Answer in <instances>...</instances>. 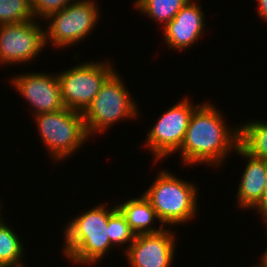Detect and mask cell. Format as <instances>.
<instances>
[{
    "instance_id": "16",
    "label": "cell",
    "mask_w": 267,
    "mask_h": 267,
    "mask_svg": "<svg viewBox=\"0 0 267 267\" xmlns=\"http://www.w3.org/2000/svg\"><path fill=\"white\" fill-rule=\"evenodd\" d=\"M0 218V266L25 267L22 259L25 250L19 234ZM6 223V224H5ZM23 257V258H22ZM23 262V263H21Z\"/></svg>"
},
{
    "instance_id": "17",
    "label": "cell",
    "mask_w": 267,
    "mask_h": 267,
    "mask_svg": "<svg viewBox=\"0 0 267 267\" xmlns=\"http://www.w3.org/2000/svg\"><path fill=\"white\" fill-rule=\"evenodd\" d=\"M134 8L163 24L169 23L190 0H135Z\"/></svg>"
},
{
    "instance_id": "24",
    "label": "cell",
    "mask_w": 267,
    "mask_h": 267,
    "mask_svg": "<svg viewBox=\"0 0 267 267\" xmlns=\"http://www.w3.org/2000/svg\"><path fill=\"white\" fill-rule=\"evenodd\" d=\"M263 221H264V223L266 222V223H265V225H267V218H266V219H264ZM266 227H267V226H266Z\"/></svg>"
},
{
    "instance_id": "6",
    "label": "cell",
    "mask_w": 267,
    "mask_h": 267,
    "mask_svg": "<svg viewBox=\"0 0 267 267\" xmlns=\"http://www.w3.org/2000/svg\"><path fill=\"white\" fill-rule=\"evenodd\" d=\"M94 0H73L61 11L49 15L45 21V43L56 48L71 47L84 40L98 24L100 11Z\"/></svg>"
},
{
    "instance_id": "8",
    "label": "cell",
    "mask_w": 267,
    "mask_h": 267,
    "mask_svg": "<svg viewBox=\"0 0 267 267\" xmlns=\"http://www.w3.org/2000/svg\"><path fill=\"white\" fill-rule=\"evenodd\" d=\"M199 105L192 104L185 97L161 114L156 123L148 128L145 146L149 148L154 161L168 158L180 149L191 115Z\"/></svg>"
},
{
    "instance_id": "12",
    "label": "cell",
    "mask_w": 267,
    "mask_h": 267,
    "mask_svg": "<svg viewBox=\"0 0 267 267\" xmlns=\"http://www.w3.org/2000/svg\"><path fill=\"white\" fill-rule=\"evenodd\" d=\"M190 0L175 17L163 26L164 41L169 48L184 51L196 43L205 32V15L200 2Z\"/></svg>"
},
{
    "instance_id": "18",
    "label": "cell",
    "mask_w": 267,
    "mask_h": 267,
    "mask_svg": "<svg viewBox=\"0 0 267 267\" xmlns=\"http://www.w3.org/2000/svg\"><path fill=\"white\" fill-rule=\"evenodd\" d=\"M35 19L31 0H0V25L16 24Z\"/></svg>"
},
{
    "instance_id": "23",
    "label": "cell",
    "mask_w": 267,
    "mask_h": 267,
    "mask_svg": "<svg viewBox=\"0 0 267 267\" xmlns=\"http://www.w3.org/2000/svg\"><path fill=\"white\" fill-rule=\"evenodd\" d=\"M259 259H260L259 265L261 267H267V249L264 250V253L261 254V257Z\"/></svg>"
},
{
    "instance_id": "1",
    "label": "cell",
    "mask_w": 267,
    "mask_h": 267,
    "mask_svg": "<svg viewBox=\"0 0 267 267\" xmlns=\"http://www.w3.org/2000/svg\"><path fill=\"white\" fill-rule=\"evenodd\" d=\"M225 121L221 110L210 102L201 103L193 111L183 143L177 151L182 157V165L203 163L208 167H220L227 154L236 151L240 129L237 126L230 128Z\"/></svg>"
},
{
    "instance_id": "22",
    "label": "cell",
    "mask_w": 267,
    "mask_h": 267,
    "mask_svg": "<svg viewBox=\"0 0 267 267\" xmlns=\"http://www.w3.org/2000/svg\"><path fill=\"white\" fill-rule=\"evenodd\" d=\"M257 3L259 4L257 7V15L260 19L267 22V0H257Z\"/></svg>"
},
{
    "instance_id": "5",
    "label": "cell",
    "mask_w": 267,
    "mask_h": 267,
    "mask_svg": "<svg viewBox=\"0 0 267 267\" xmlns=\"http://www.w3.org/2000/svg\"><path fill=\"white\" fill-rule=\"evenodd\" d=\"M33 118L54 162L71 157L89 139L82 112L65 107L59 111L36 114Z\"/></svg>"
},
{
    "instance_id": "15",
    "label": "cell",
    "mask_w": 267,
    "mask_h": 267,
    "mask_svg": "<svg viewBox=\"0 0 267 267\" xmlns=\"http://www.w3.org/2000/svg\"><path fill=\"white\" fill-rule=\"evenodd\" d=\"M239 145L250 155L267 161V121L252 120L239 125Z\"/></svg>"
},
{
    "instance_id": "25",
    "label": "cell",
    "mask_w": 267,
    "mask_h": 267,
    "mask_svg": "<svg viewBox=\"0 0 267 267\" xmlns=\"http://www.w3.org/2000/svg\"><path fill=\"white\" fill-rule=\"evenodd\" d=\"M1 208H2V206H1V201H0V210H1ZM1 215H2V214L0 213V218H1Z\"/></svg>"
},
{
    "instance_id": "19",
    "label": "cell",
    "mask_w": 267,
    "mask_h": 267,
    "mask_svg": "<svg viewBox=\"0 0 267 267\" xmlns=\"http://www.w3.org/2000/svg\"><path fill=\"white\" fill-rule=\"evenodd\" d=\"M108 228V237L113 246L121 245L123 247V244H127L123 249L124 252L134 242L136 235L118 209L109 217Z\"/></svg>"
},
{
    "instance_id": "11",
    "label": "cell",
    "mask_w": 267,
    "mask_h": 267,
    "mask_svg": "<svg viewBox=\"0 0 267 267\" xmlns=\"http://www.w3.org/2000/svg\"><path fill=\"white\" fill-rule=\"evenodd\" d=\"M172 232L166 227L157 233L136 235L124 252L129 267H171L177 246Z\"/></svg>"
},
{
    "instance_id": "4",
    "label": "cell",
    "mask_w": 267,
    "mask_h": 267,
    "mask_svg": "<svg viewBox=\"0 0 267 267\" xmlns=\"http://www.w3.org/2000/svg\"><path fill=\"white\" fill-rule=\"evenodd\" d=\"M117 72L105 81L92 103L82 113L89 138L107 131L117 122L138 117V104L130 97V91Z\"/></svg>"
},
{
    "instance_id": "14",
    "label": "cell",
    "mask_w": 267,
    "mask_h": 267,
    "mask_svg": "<svg viewBox=\"0 0 267 267\" xmlns=\"http://www.w3.org/2000/svg\"><path fill=\"white\" fill-rule=\"evenodd\" d=\"M116 206L135 235L157 233L165 228L163 224L159 225V228L156 224L152 225L154 220L159 221V218L143 193L139 198H130L125 203H116Z\"/></svg>"
},
{
    "instance_id": "10",
    "label": "cell",
    "mask_w": 267,
    "mask_h": 267,
    "mask_svg": "<svg viewBox=\"0 0 267 267\" xmlns=\"http://www.w3.org/2000/svg\"><path fill=\"white\" fill-rule=\"evenodd\" d=\"M10 79L11 86L31 105L33 116L65 108L57 74L44 72L18 73Z\"/></svg>"
},
{
    "instance_id": "2",
    "label": "cell",
    "mask_w": 267,
    "mask_h": 267,
    "mask_svg": "<svg viewBox=\"0 0 267 267\" xmlns=\"http://www.w3.org/2000/svg\"><path fill=\"white\" fill-rule=\"evenodd\" d=\"M117 210V206L105 204L71 218L64 229L63 255L70 263L85 266L97 264L107 255L113 245L109 240L108 219Z\"/></svg>"
},
{
    "instance_id": "7",
    "label": "cell",
    "mask_w": 267,
    "mask_h": 267,
    "mask_svg": "<svg viewBox=\"0 0 267 267\" xmlns=\"http://www.w3.org/2000/svg\"><path fill=\"white\" fill-rule=\"evenodd\" d=\"M114 72L115 67L109 60L104 62L91 60L85 63L82 61L75 67L56 73L64 106L83 113Z\"/></svg>"
},
{
    "instance_id": "9",
    "label": "cell",
    "mask_w": 267,
    "mask_h": 267,
    "mask_svg": "<svg viewBox=\"0 0 267 267\" xmlns=\"http://www.w3.org/2000/svg\"><path fill=\"white\" fill-rule=\"evenodd\" d=\"M33 19L0 25V64H25L38 57L46 47L44 27Z\"/></svg>"
},
{
    "instance_id": "21",
    "label": "cell",
    "mask_w": 267,
    "mask_h": 267,
    "mask_svg": "<svg viewBox=\"0 0 267 267\" xmlns=\"http://www.w3.org/2000/svg\"><path fill=\"white\" fill-rule=\"evenodd\" d=\"M253 210H255V212L257 211L263 220L267 218V176L261 201Z\"/></svg>"
},
{
    "instance_id": "20",
    "label": "cell",
    "mask_w": 267,
    "mask_h": 267,
    "mask_svg": "<svg viewBox=\"0 0 267 267\" xmlns=\"http://www.w3.org/2000/svg\"><path fill=\"white\" fill-rule=\"evenodd\" d=\"M73 0H31L34 18L44 21L49 15L61 11Z\"/></svg>"
},
{
    "instance_id": "13",
    "label": "cell",
    "mask_w": 267,
    "mask_h": 267,
    "mask_svg": "<svg viewBox=\"0 0 267 267\" xmlns=\"http://www.w3.org/2000/svg\"><path fill=\"white\" fill-rule=\"evenodd\" d=\"M240 157L247 158V163L238 184V192L236 194L237 207L244 210L254 209L261 201L264 193L267 161L256 158L247 153L240 145L237 147L235 154Z\"/></svg>"
},
{
    "instance_id": "3",
    "label": "cell",
    "mask_w": 267,
    "mask_h": 267,
    "mask_svg": "<svg viewBox=\"0 0 267 267\" xmlns=\"http://www.w3.org/2000/svg\"><path fill=\"white\" fill-rule=\"evenodd\" d=\"M157 173L143 195L155 210L159 222L166 227L186 224L194 219L198 212L199 196L196 184L184 181L166 169Z\"/></svg>"
}]
</instances>
